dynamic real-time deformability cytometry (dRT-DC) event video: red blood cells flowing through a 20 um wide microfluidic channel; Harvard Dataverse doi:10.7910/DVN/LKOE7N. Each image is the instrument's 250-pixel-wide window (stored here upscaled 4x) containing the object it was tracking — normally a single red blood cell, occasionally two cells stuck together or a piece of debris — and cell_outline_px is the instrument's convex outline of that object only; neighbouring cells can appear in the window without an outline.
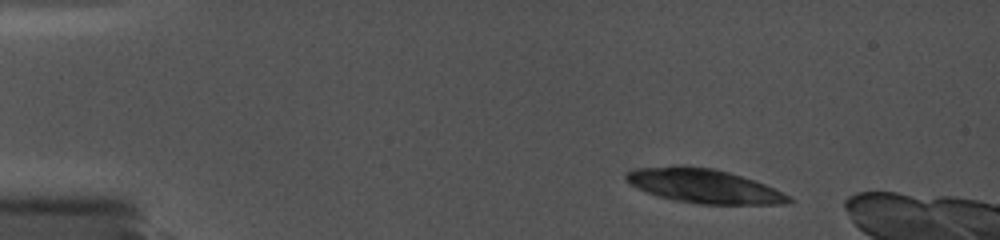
{"species": "common noctule bat (a hibernating species)", "species_latin": "Nyctalus noctula", "temperature_condition": "cold", "stored_images_in_passage": 5, "camera_frame_rate_fps": 5000, "um_per_image_px": 0.085, "animal": {"sex": "female", "body_mass_g": 19.0, "forearm_length_mm": 56.7}, "frame": {"image": 1, "passage_image": 2, "time_ms": 0.6, "image_size_px": [1000, 240], "cell_outline_px": [[796, 200], [792, 204], [700, 204], [676, 200], [660, 196], [636, 188], [624, 180], [624, 176], [628, 172], [636, 168], [676, 164], [680, 164], [712, 168], [728, 172], [764, 184], [792, 196]], "centroid_in_image_um": [59.83, 15.8], "position_along_channel_um": 25.2, "area_um2": 32.54}}